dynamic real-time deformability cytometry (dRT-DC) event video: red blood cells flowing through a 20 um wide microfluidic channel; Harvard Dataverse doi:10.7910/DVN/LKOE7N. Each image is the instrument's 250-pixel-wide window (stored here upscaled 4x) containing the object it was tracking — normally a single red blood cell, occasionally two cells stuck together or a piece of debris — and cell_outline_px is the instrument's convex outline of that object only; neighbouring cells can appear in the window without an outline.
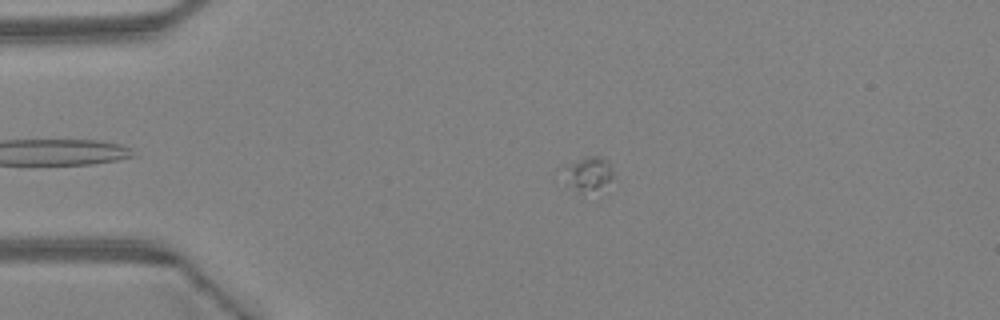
{"species": "Egyptian fruit bat (a non-hibernating species)", "species_latin": "Rousettus aegyptiacus", "temperature_condition": "warm", "stored_images_in_passage": 45, "camera_frame_rate_fps": 3000, "um_per_image_px": 0.085, "animal": {"sex": "female"}, "frame": {"image": 1, "passage_image": 10, "time_ms": 3.0, "image_size_px": [1000, 320], "cell_outline_px": [[612, 176], [608, 180], [592, 188], [580, 192], [552, 180], [556, 168], [560, 164], [584, 156], [600, 156], [608, 160], [612, 172]], "centroid_in_image_um": [49.59, 14.69], "position_along_channel_um": 35.4, "area_um2": 10.98}}